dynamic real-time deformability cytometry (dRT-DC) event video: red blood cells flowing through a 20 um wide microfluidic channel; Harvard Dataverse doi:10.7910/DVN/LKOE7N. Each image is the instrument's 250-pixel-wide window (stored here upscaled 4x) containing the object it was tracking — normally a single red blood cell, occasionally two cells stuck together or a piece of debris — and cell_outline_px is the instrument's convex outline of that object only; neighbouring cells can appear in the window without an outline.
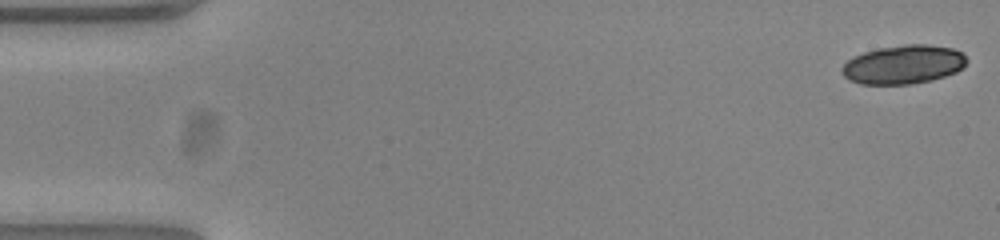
{"species": "common noctule bat (a hibernating species)", "species_latin": "Nyctalus noctula", "temperature_condition": "warm", "stored_images_in_passage": 10, "camera_frame_rate_fps": 3000, "um_per_image_px": 0.085, "animal": {"sex": "female", "body_mass_g": 23.0, "forearm_length_mm": 53.4}, "frame": {"image": 1, "passage_image": 1, "time_ms": 0.0, "image_size_px": [1000, 240], "cell_outline_px": [[968, 60], [964, 68], [956, 72], [932, 80], [912, 84], [860, 84], [848, 80], [840, 72], [840, 68], [852, 56], [876, 48], [904, 44], [928, 44], [952, 48], [960, 52]], "centroid_in_image_um": [76.76, 5.48], "position_along_channel_um": 8.2, "area_um2": 28.55}}